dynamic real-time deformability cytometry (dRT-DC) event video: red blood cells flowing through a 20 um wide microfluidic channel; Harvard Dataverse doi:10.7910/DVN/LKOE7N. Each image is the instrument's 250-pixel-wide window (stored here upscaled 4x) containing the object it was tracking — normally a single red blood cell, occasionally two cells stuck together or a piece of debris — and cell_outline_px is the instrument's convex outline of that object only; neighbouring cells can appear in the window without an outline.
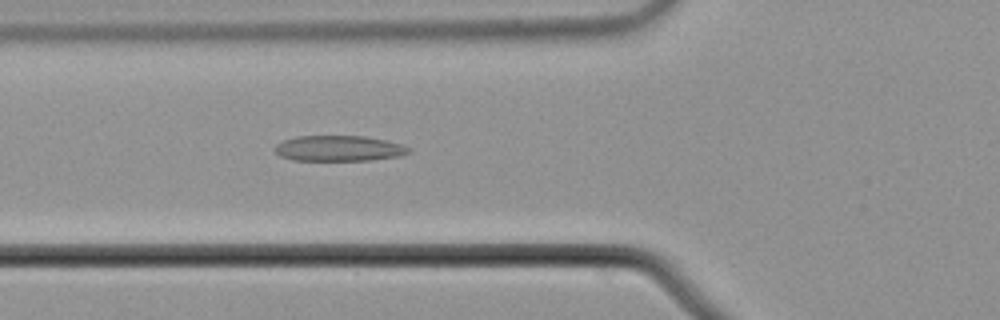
{"species": "common noctule bat (a hibernating species)", "species_latin": "Nyctalus noctula", "temperature_condition": "cold", "stored_images_in_passage": 56, "camera_frame_rate_fps": 3000, "um_per_image_px": 0.085, "animal": {"sex": "male", "body_mass_g": 21.5, "forearm_length_mm": 52.0}, "frame": {"image": 1, "passage_image": 21, "time_ms": 6.667, "image_size_px": [1000, 320], "cell_outline_px": [[412, 152], [400, 156], [372, 160], [292, 160], [280, 156], [276, 152], [276, 144], [284, 140], [296, 136], [364, 136], [384, 140], [400, 144], [412, 148]], "centroid_in_image_um": [28.83, 12.61], "position_along_channel_um": 97.0, "area_um2": 19.94}}
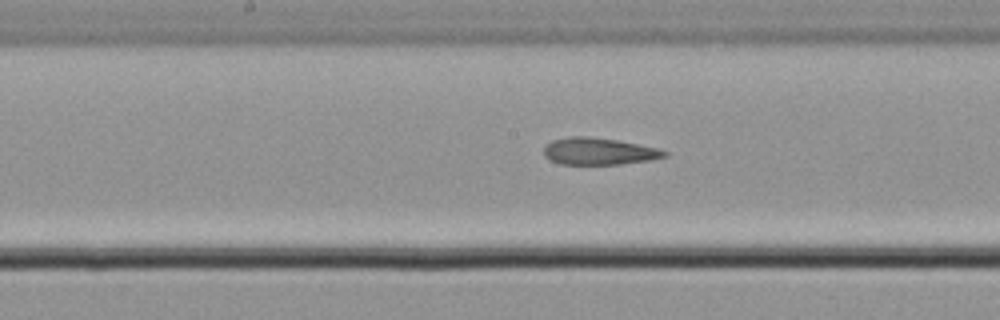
{"frame": {"image": 2, "passage_image": 29, "time_ms": 9.333, "image_size_px": [1000, 320], "cell_outline_px": [[668, 156], [648, 160], [620, 164], [560, 164], [548, 160], [544, 156], [544, 144], [552, 140], [568, 136], [588, 136], [616, 140], [656, 148], [668, 152]], "centroid_in_image_um": [50.82, 12.86], "position_along_channel_um": 197.4, "area_um2": 18.96}}
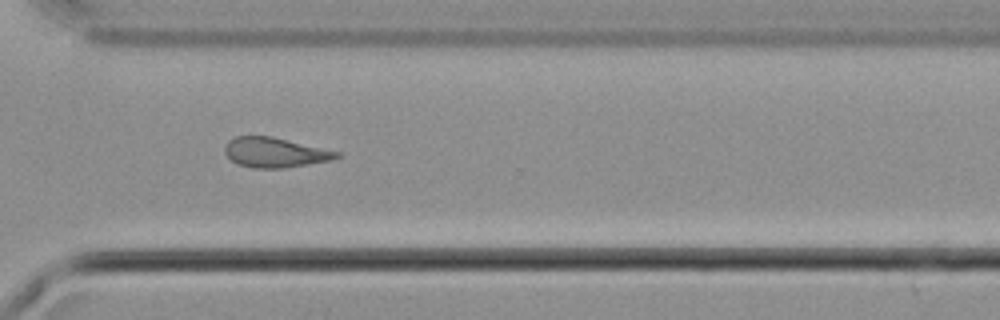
{"frame": {"image": 3, "passage_image": 41, "time_ms": 13.333, "image_size_px": [1000, 320], "cell_outline_px": [[344, 156], [332, 160], [284, 168], [252, 168], [236, 164], [224, 152], [224, 148], [228, 140], [236, 136], [272, 136], [344, 152]], "centroid_in_image_um": [23.44, 12.96], "position_along_channel_um": 347.2, "area_um2": 19.88}, "authors_computed_cell_mechanics": {"area_um2": 20.1433, "velocity_mm_per_s": 3.7427, "shape_relaxation_time_tau1_ms": null, "shape_relaxation_time_tau2_ms": 2.7697, "deformation_change_tau1": null, "deformation_change_tau2": 0.1137}}